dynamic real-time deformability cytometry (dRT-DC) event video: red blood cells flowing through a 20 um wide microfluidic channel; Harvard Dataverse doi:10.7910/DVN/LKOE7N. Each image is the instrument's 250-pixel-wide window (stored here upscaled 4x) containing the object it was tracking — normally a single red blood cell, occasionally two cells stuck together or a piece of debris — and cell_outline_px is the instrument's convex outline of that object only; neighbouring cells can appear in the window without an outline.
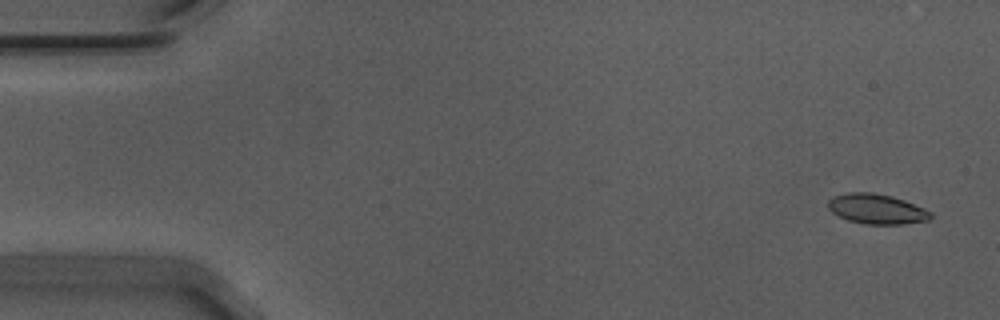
{"species": "Egyptian fruit bat (a non-hibernating species)", "species_latin": "Rousettus aegyptiacus", "temperature_condition": "warm", "stored_images_in_passage": 16, "camera_frame_rate_fps": 3000, "um_per_image_px": 0.085, "animal": {"sex": "male"}, "frame": {"image": 1, "passage_image": 2, "time_ms": 0.333, "image_size_px": [1000, 320], "cell_outline_px": [[932, 216], [928, 220], [904, 224], [864, 224], [848, 220], [832, 212], [828, 208], [828, 200], [836, 196], [848, 192], [872, 192], [892, 196], [904, 200], [924, 208], [932, 212]], "centroid_in_image_um": [74.53, 17.76], "position_along_channel_um": 10.5, "area_um2": 17.86}}